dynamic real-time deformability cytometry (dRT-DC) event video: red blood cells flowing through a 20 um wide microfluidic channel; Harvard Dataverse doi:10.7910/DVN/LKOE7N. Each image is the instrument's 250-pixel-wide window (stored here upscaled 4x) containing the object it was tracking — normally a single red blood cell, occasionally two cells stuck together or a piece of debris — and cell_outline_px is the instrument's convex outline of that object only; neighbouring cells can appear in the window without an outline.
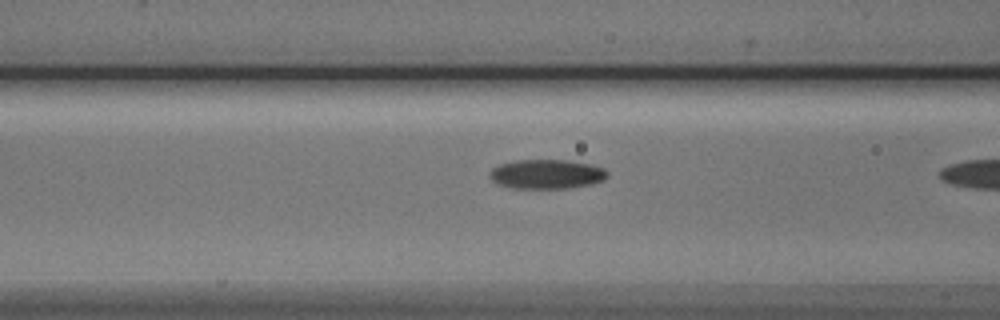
{"species": "Egyptian fruit bat (a non-hibernating species)", "species_latin": "Rousettus aegyptiacus", "temperature_condition": "cold", "stored_images_in_passage": 10, "camera_frame_rate_fps": 3000, "um_per_image_px": 0.085, "animal": {"sex": "male"}, "frame": {"image": 1, "passage_image": 9, "time_ms": 2.667, "image_size_px": [1000, 320], "cell_outline_px": [[608, 176], [604, 180], [592, 184], [568, 188], [512, 188], [500, 184], [492, 180], [488, 176], [488, 172], [492, 168], [500, 164], [516, 160], [568, 160], [592, 164], [604, 168], [608, 172]], "centroid_in_image_um": [46.48, 14.79], "position_along_channel_um": 120.1, "area_um2": 20.29}}